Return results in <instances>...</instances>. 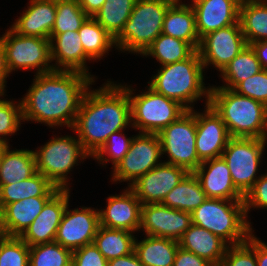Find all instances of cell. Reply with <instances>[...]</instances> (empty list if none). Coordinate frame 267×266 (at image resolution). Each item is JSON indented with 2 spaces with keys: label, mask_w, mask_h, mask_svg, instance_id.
Returning <instances> with one entry per match:
<instances>
[{
  "label": "cell",
  "mask_w": 267,
  "mask_h": 266,
  "mask_svg": "<svg viewBox=\"0 0 267 266\" xmlns=\"http://www.w3.org/2000/svg\"><path fill=\"white\" fill-rule=\"evenodd\" d=\"M108 266H144L138 259L136 253L108 260Z\"/></svg>",
  "instance_id": "49"
},
{
  "label": "cell",
  "mask_w": 267,
  "mask_h": 266,
  "mask_svg": "<svg viewBox=\"0 0 267 266\" xmlns=\"http://www.w3.org/2000/svg\"><path fill=\"white\" fill-rule=\"evenodd\" d=\"M49 39L54 70L80 72L96 82L98 77L89 72L87 63L92 60L85 54L78 31H66Z\"/></svg>",
  "instance_id": "20"
},
{
  "label": "cell",
  "mask_w": 267,
  "mask_h": 266,
  "mask_svg": "<svg viewBox=\"0 0 267 266\" xmlns=\"http://www.w3.org/2000/svg\"><path fill=\"white\" fill-rule=\"evenodd\" d=\"M126 129L112 133L105 144L99 151L91 158L105 167L111 162L112 169L124 158L130 149L131 142L135 135L127 136Z\"/></svg>",
  "instance_id": "40"
},
{
  "label": "cell",
  "mask_w": 267,
  "mask_h": 266,
  "mask_svg": "<svg viewBox=\"0 0 267 266\" xmlns=\"http://www.w3.org/2000/svg\"><path fill=\"white\" fill-rule=\"evenodd\" d=\"M72 266H108V261L91 243L73 251Z\"/></svg>",
  "instance_id": "45"
},
{
  "label": "cell",
  "mask_w": 267,
  "mask_h": 266,
  "mask_svg": "<svg viewBox=\"0 0 267 266\" xmlns=\"http://www.w3.org/2000/svg\"><path fill=\"white\" fill-rule=\"evenodd\" d=\"M88 17L78 0H56V19L50 36L78 31Z\"/></svg>",
  "instance_id": "39"
},
{
  "label": "cell",
  "mask_w": 267,
  "mask_h": 266,
  "mask_svg": "<svg viewBox=\"0 0 267 266\" xmlns=\"http://www.w3.org/2000/svg\"><path fill=\"white\" fill-rule=\"evenodd\" d=\"M58 190L43 174L37 172L26 180L0 185V207L2 210L7 204L31 197H52Z\"/></svg>",
  "instance_id": "29"
},
{
  "label": "cell",
  "mask_w": 267,
  "mask_h": 266,
  "mask_svg": "<svg viewBox=\"0 0 267 266\" xmlns=\"http://www.w3.org/2000/svg\"><path fill=\"white\" fill-rule=\"evenodd\" d=\"M72 189H59L20 238L30 247L55 241Z\"/></svg>",
  "instance_id": "18"
},
{
  "label": "cell",
  "mask_w": 267,
  "mask_h": 266,
  "mask_svg": "<svg viewBox=\"0 0 267 266\" xmlns=\"http://www.w3.org/2000/svg\"><path fill=\"white\" fill-rule=\"evenodd\" d=\"M10 146L2 144L0 185L26 180L37 173L34 150L12 149Z\"/></svg>",
  "instance_id": "27"
},
{
  "label": "cell",
  "mask_w": 267,
  "mask_h": 266,
  "mask_svg": "<svg viewBox=\"0 0 267 266\" xmlns=\"http://www.w3.org/2000/svg\"><path fill=\"white\" fill-rule=\"evenodd\" d=\"M218 266H257L254 251V232L247 241L228 246L225 256Z\"/></svg>",
  "instance_id": "42"
},
{
  "label": "cell",
  "mask_w": 267,
  "mask_h": 266,
  "mask_svg": "<svg viewBox=\"0 0 267 266\" xmlns=\"http://www.w3.org/2000/svg\"><path fill=\"white\" fill-rule=\"evenodd\" d=\"M192 224L191 213L172 209L162 203L144 204L141 208L142 235L179 241Z\"/></svg>",
  "instance_id": "15"
},
{
  "label": "cell",
  "mask_w": 267,
  "mask_h": 266,
  "mask_svg": "<svg viewBox=\"0 0 267 266\" xmlns=\"http://www.w3.org/2000/svg\"><path fill=\"white\" fill-rule=\"evenodd\" d=\"M267 138H230L222 157L226 161L233 184L245 197L252 189L266 155Z\"/></svg>",
  "instance_id": "9"
},
{
  "label": "cell",
  "mask_w": 267,
  "mask_h": 266,
  "mask_svg": "<svg viewBox=\"0 0 267 266\" xmlns=\"http://www.w3.org/2000/svg\"><path fill=\"white\" fill-rule=\"evenodd\" d=\"M193 173L207 198L244 200V196L234 186L228 165L222 156L201 162Z\"/></svg>",
  "instance_id": "22"
},
{
  "label": "cell",
  "mask_w": 267,
  "mask_h": 266,
  "mask_svg": "<svg viewBox=\"0 0 267 266\" xmlns=\"http://www.w3.org/2000/svg\"><path fill=\"white\" fill-rule=\"evenodd\" d=\"M5 50L8 71H36L34 75L54 70L51 61L50 39L23 36L10 26L0 35Z\"/></svg>",
  "instance_id": "10"
},
{
  "label": "cell",
  "mask_w": 267,
  "mask_h": 266,
  "mask_svg": "<svg viewBox=\"0 0 267 266\" xmlns=\"http://www.w3.org/2000/svg\"><path fill=\"white\" fill-rule=\"evenodd\" d=\"M254 50L259 63L263 69H267V40H261L249 44Z\"/></svg>",
  "instance_id": "50"
},
{
  "label": "cell",
  "mask_w": 267,
  "mask_h": 266,
  "mask_svg": "<svg viewBox=\"0 0 267 266\" xmlns=\"http://www.w3.org/2000/svg\"><path fill=\"white\" fill-rule=\"evenodd\" d=\"M156 72L147 82L155 92L176 100L187 110L196 108L198 100L209 104L211 85L205 84L206 73L197 50L185 60L159 66Z\"/></svg>",
  "instance_id": "3"
},
{
  "label": "cell",
  "mask_w": 267,
  "mask_h": 266,
  "mask_svg": "<svg viewBox=\"0 0 267 266\" xmlns=\"http://www.w3.org/2000/svg\"><path fill=\"white\" fill-rule=\"evenodd\" d=\"M178 242L179 247L193 252L213 266H218L229 246L219 236L193 223Z\"/></svg>",
  "instance_id": "25"
},
{
  "label": "cell",
  "mask_w": 267,
  "mask_h": 266,
  "mask_svg": "<svg viewBox=\"0 0 267 266\" xmlns=\"http://www.w3.org/2000/svg\"><path fill=\"white\" fill-rule=\"evenodd\" d=\"M51 197H31L7 204L2 209V225L6 236L20 237L41 213Z\"/></svg>",
  "instance_id": "26"
},
{
  "label": "cell",
  "mask_w": 267,
  "mask_h": 266,
  "mask_svg": "<svg viewBox=\"0 0 267 266\" xmlns=\"http://www.w3.org/2000/svg\"><path fill=\"white\" fill-rule=\"evenodd\" d=\"M242 0H190L201 39L206 34L239 22Z\"/></svg>",
  "instance_id": "21"
},
{
  "label": "cell",
  "mask_w": 267,
  "mask_h": 266,
  "mask_svg": "<svg viewBox=\"0 0 267 266\" xmlns=\"http://www.w3.org/2000/svg\"><path fill=\"white\" fill-rule=\"evenodd\" d=\"M207 199L200 181L193 172H188L162 201L172 209L192 213Z\"/></svg>",
  "instance_id": "30"
},
{
  "label": "cell",
  "mask_w": 267,
  "mask_h": 266,
  "mask_svg": "<svg viewBox=\"0 0 267 266\" xmlns=\"http://www.w3.org/2000/svg\"><path fill=\"white\" fill-rule=\"evenodd\" d=\"M195 49L185 41L161 33L140 56L155 58L160 66L187 59Z\"/></svg>",
  "instance_id": "35"
},
{
  "label": "cell",
  "mask_w": 267,
  "mask_h": 266,
  "mask_svg": "<svg viewBox=\"0 0 267 266\" xmlns=\"http://www.w3.org/2000/svg\"><path fill=\"white\" fill-rule=\"evenodd\" d=\"M53 136L34 150L37 172L59 189H72V178L69 175L85 159L92 157L85 151L76 134Z\"/></svg>",
  "instance_id": "7"
},
{
  "label": "cell",
  "mask_w": 267,
  "mask_h": 266,
  "mask_svg": "<svg viewBox=\"0 0 267 266\" xmlns=\"http://www.w3.org/2000/svg\"><path fill=\"white\" fill-rule=\"evenodd\" d=\"M204 109H196V151L203 162L221 157L231 138L221 116L208 104Z\"/></svg>",
  "instance_id": "16"
},
{
  "label": "cell",
  "mask_w": 267,
  "mask_h": 266,
  "mask_svg": "<svg viewBox=\"0 0 267 266\" xmlns=\"http://www.w3.org/2000/svg\"><path fill=\"white\" fill-rule=\"evenodd\" d=\"M136 233L99 226L93 244L105 257L111 260L131 254L134 251Z\"/></svg>",
  "instance_id": "33"
},
{
  "label": "cell",
  "mask_w": 267,
  "mask_h": 266,
  "mask_svg": "<svg viewBox=\"0 0 267 266\" xmlns=\"http://www.w3.org/2000/svg\"><path fill=\"white\" fill-rule=\"evenodd\" d=\"M5 236L6 235L4 233L3 225H2V210H1V207H0V240L3 239Z\"/></svg>",
  "instance_id": "52"
},
{
  "label": "cell",
  "mask_w": 267,
  "mask_h": 266,
  "mask_svg": "<svg viewBox=\"0 0 267 266\" xmlns=\"http://www.w3.org/2000/svg\"><path fill=\"white\" fill-rule=\"evenodd\" d=\"M173 266H213L207 260L178 247Z\"/></svg>",
  "instance_id": "46"
},
{
  "label": "cell",
  "mask_w": 267,
  "mask_h": 266,
  "mask_svg": "<svg viewBox=\"0 0 267 266\" xmlns=\"http://www.w3.org/2000/svg\"><path fill=\"white\" fill-rule=\"evenodd\" d=\"M136 0H106L93 17L114 39L128 21Z\"/></svg>",
  "instance_id": "36"
},
{
  "label": "cell",
  "mask_w": 267,
  "mask_h": 266,
  "mask_svg": "<svg viewBox=\"0 0 267 266\" xmlns=\"http://www.w3.org/2000/svg\"><path fill=\"white\" fill-rule=\"evenodd\" d=\"M254 251L256 253L257 266H267V243L262 241L254 233Z\"/></svg>",
  "instance_id": "48"
},
{
  "label": "cell",
  "mask_w": 267,
  "mask_h": 266,
  "mask_svg": "<svg viewBox=\"0 0 267 266\" xmlns=\"http://www.w3.org/2000/svg\"><path fill=\"white\" fill-rule=\"evenodd\" d=\"M161 158V143L158 135L137 132L128 153L111 170V183L126 182L127 187H130L141 176L160 164L163 161Z\"/></svg>",
  "instance_id": "12"
},
{
  "label": "cell",
  "mask_w": 267,
  "mask_h": 266,
  "mask_svg": "<svg viewBox=\"0 0 267 266\" xmlns=\"http://www.w3.org/2000/svg\"><path fill=\"white\" fill-rule=\"evenodd\" d=\"M247 1H252V2H255V3L267 4V0H247Z\"/></svg>",
  "instance_id": "53"
},
{
  "label": "cell",
  "mask_w": 267,
  "mask_h": 266,
  "mask_svg": "<svg viewBox=\"0 0 267 266\" xmlns=\"http://www.w3.org/2000/svg\"><path fill=\"white\" fill-rule=\"evenodd\" d=\"M73 251L57 242L29 247V266H72Z\"/></svg>",
  "instance_id": "38"
},
{
  "label": "cell",
  "mask_w": 267,
  "mask_h": 266,
  "mask_svg": "<svg viewBox=\"0 0 267 266\" xmlns=\"http://www.w3.org/2000/svg\"><path fill=\"white\" fill-rule=\"evenodd\" d=\"M239 23L247 45L267 40V4L242 0Z\"/></svg>",
  "instance_id": "34"
},
{
  "label": "cell",
  "mask_w": 267,
  "mask_h": 266,
  "mask_svg": "<svg viewBox=\"0 0 267 266\" xmlns=\"http://www.w3.org/2000/svg\"><path fill=\"white\" fill-rule=\"evenodd\" d=\"M263 70L256 54L250 45H246L242 51L234 57L220 72L222 84L211 87L234 89L240 82Z\"/></svg>",
  "instance_id": "31"
},
{
  "label": "cell",
  "mask_w": 267,
  "mask_h": 266,
  "mask_svg": "<svg viewBox=\"0 0 267 266\" xmlns=\"http://www.w3.org/2000/svg\"><path fill=\"white\" fill-rule=\"evenodd\" d=\"M129 127L135 130L128 92L119 82L107 79L99 88L87 89L70 131L93 157L112 133Z\"/></svg>",
  "instance_id": "2"
},
{
  "label": "cell",
  "mask_w": 267,
  "mask_h": 266,
  "mask_svg": "<svg viewBox=\"0 0 267 266\" xmlns=\"http://www.w3.org/2000/svg\"><path fill=\"white\" fill-rule=\"evenodd\" d=\"M246 45L245 37L238 22L203 36L200 39L197 51L205 71L213 66L220 73Z\"/></svg>",
  "instance_id": "13"
},
{
  "label": "cell",
  "mask_w": 267,
  "mask_h": 266,
  "mask_svg": "<svg viewBox=\"0 0 267 266\" xmlns=\"http://www.w3.org/2000/svg\"><path fill=\"white\" fill-rule=\"evenodd\" d=\"M163 162L170 163L187 172H194L201 161L198 159L196 141V109L187 110L176 121L158 134Z\"/></svg>",
  "instance_id": "11"
},
{
  "label": "cell",
  "mask_w": 267,
  "mask_h": 266,
  "mask_svg": "<svg viewBox=\"0 0 267 266\" xmlns=\"http://www.w3.org/2000/svg\"><path fill=\"white\" fill-rule=\"evenodd\" d=\"M233 90L267 106V69L243 80Z\"/></svg>",
  "instance_id": "43"
},
{
  "label": "cell",
  "mask_w": 267,
  "mask_h": 266,
  "mask_svg": "<svg viewBox=\"0 0 267 266\" xmlns=\"http://www.w3.org/2000/svg\"><path fill=\"white\" fill-rule=\"evenodd\" d=\"M56 19V0H29L10 27L23 36L49 39Z\"/></svg>",
  "instance_id": "23"
},
{
  "label": "cell",
  "mask_w": 267,
  "mask_h": 266,
  "mask_svg": "<svg viewBox=\"0 0 267 266\" xmlns=\"http://www.w3.org/2000/svg\"><path fill=\"white\" fill-rule=\"evenodd\" d=\"M162 33L188 42L198 50L200 39L196 29L195 12L190 3L175 1L167 10Z\"/></svg>",
  "instance_id": "24"
},
{
  "label": "cell",
  "mask_w": 267,
  "mask_h": 266,
  "mask_svg": "<svg viewBox=\"0 0 267 266\" xmlns=\"http://www.w3.org/2000/svg\"><path fill=\"white\" fill-rule=\"evenodd\" d=\"M69 208L68 204L58 226L55 242L74 251L93 243L100 226L99 209L92 206Z\"/></svg>",
  "instance_id": "14"
},
{
  "label": "cell",
  "mask_w": 267,
  "mask_h": 266,
  "mask_svg": "<svg viewBox=\"0 0 267 266\" xmlns=\"http://www.w3.org/2000/svg\"><path fill=\"white\" fill-rule=\"evenodd\" d=\"M1 160H2V144H0V168H1Z\"/></svg>",
  "instance_id": "54"
},
{
  "label": "cell",
  "mask_w": 267,
  "mask_h": 266,
  "mask_svg": "<svg viewBox=\"0 0 267 266\" xmlns=\"http://www.w3.org/2000/svg\"><path fill=\"white\" fill-rule=\"evenodd\" d=\"M85 54L97 62L115 48L114 38L93 18L88 17L78 30Z\"/></svg>",
  "instance_id": "32"
},
{
  "label": "cell",
  "mask_w": 267,
  "mask_h": 266,
  "mask_svg": "<svg viewBox=\"0 0 267 266\" xmlns=\"http://www.w3.org/2000/svg\"><path fill=\"white\" fill-rule=\"evenodd\" d=\"M244 204L247 219L251 224L250 215H248L251 211L257 209H266L267 211V172L256 180L252 189L245 195Z\"/></svg>",
  "instance_id": "44"
},
{
  "label": "cell",
  "mask_w": 267,
  "mask_h": 266,
  "mask_svg": "<svg viewBox=\"0 0 267 266\" xmlns=\"http://www.w3.org/2000/svg\"><path fill=\"white\" fill-rule=\"evenodd\" d=\"M209 104L232 138H267V106L233 89L211 87Z\"/></svg>",
  "instance_id": "4"
},
{
  "label": "cell",
  "mask_w": 267,
  "mask_h": 266,
  "mask_svg": "<svg viewBox=\"0 0 267 266\" xmlns=\"http://www.w3.org/2000/svg\"><path fill=\"white\" fill-rule=\"evenodd\" d=\"M175 1L136 0L128 21L114 39L118 52L142 55L162 33L165 14Z\"/></svg>",
  "instance_id": "6"
},
{
  "label": "cell",
  "mask_w": 267,
  "mask_h": 266,
  "mask_svg": "<svg viewBox=\"0 0 267 266\" xmlns=\"http://www.w3.org/2000/svg\"><path fill=\"white\" fill-rule=\"evenodd\" d=\"M32 80L20 99L24 123L71 130L84 94L95 81L83 73L62 70L34 75Z\"/></svg>",
  "instance_id": "1"
},
{
  "label": "cell",
  "mask_w": 267,
  "mask_h": 266,
  "mask_svg": "<svg viewBox=\"0 0 267 266\" xmlns=\"http://www.w3.org/2000/svg\"><path fill=\"white\" fill-rule=\"evenodd\" d=\"M192 223L219 236L229 246L243 243L254 232L244 200L207 198L191 213Z\"/></svg>",
  "instance_id": "5"
},
{
  "label": "cell",
  "mask_w": 267,
  "mask_h": 266,
  "mask_svg": "<svg viewBox=\"0 0 267 266\" xmlns=\"http://www.w3.org/2000/svg\"><path fill=\"white\" fill-rule=\"evenodd\" d=\"M106 200L105 209L99 208L100 226L139 233L142 204L135 192L126 187Z\"/></svg>",
  "instance_id": "19"
},
{
  "label": "cell",
  "mask_w": 267,
  "mask_h": 266,
  "mask_svg": "<svg viewBox=\"0 0 267 266\" xmlns=\"http://www.w3.org/2000/svg\"><path fill=\"white\" fill-rule=\"evenodd\" d=\"M0 266H29V246L20 237L0 240Z\"/></svg>",
  "instance_id": "41"
},
{
  "label": "cell",
  "mask_w": 267,
  "mask_h": 266,
  "mask_svg": "<svg viewBox=\"0 0 267 266\" xmlns=\"http://www.w3.org/2000/svg\"><path fill=\"white\" fill-rule=\"evenodd\" d=\"M187 173L184 168L162 161L135 181L130 188L142 205L162 203Z\"/></svg>",
  "instance_id": "17"
},
{
  "label": "cell",
  "mask_w": 267,
  "mask_h": 266,
  "mask_svg": "<svg viewBox=\"0 0 267 266\" xmlns=\"http://www.w3.org/2000/svg\"><path fill=\"white\" fill-rule=\"evenodd\" d=\"M142 237L135 238L134 252L144 266H173L178 241L150 235Z\"/></svg>",
  "instance_id": "28"
},
{
  "label": "cell",
  "mask_w": 267,
  "mask_h": 266,
  "mask_svg": "<svg viewBox=\"0 0 267 266\" xmlns=\"http://www.w3.org/2000/svg\"><path fill=\"white\" fill-rule=\"evenodd\" d=\"M6 96V92L0 94V144L10 145V138L17 135L24 121L20 98L8 99Z\"/></svg>",
  "instance_id": "37"
},
{
  "label": "cell",
  "mask_w": 267,
  "mask_h": 266,
  "mask_svg": "<svg viewBox=\"0 0 267 266\" xmlns=\"http://www.w3.org/2000/svg\"><path fill=\"white\" fill-rule=\"evenodd\" d=\"M10 73L7 68L5 59V50L3 47V42L0 38V94L5 93L7 90V80L10 77Z\"/></svg>",
  "instance_id": "47"
},
{
  "label": "cell",
  "mask_w": 267,
  "mask_h": 266,
  "mask_svg": "<svg viewBox=\"0 0 267 266\" xmlns=\"http://www.w3.org/2000/svg\"><path fill=\"white\" fill-rule=\"evenodd\" d=\"M106 0H78L80 7L89 17H94Z\"/></svg>",
  "instance_id": "51"
},
{
  "label": "cell",
  "mask_w": 267,
  "mask_h": 266,
  "mask_svg": "<svg viewBox=\"0 0 267 266\" xmlns=\"http://www.w3.org/2000/svg\"><path fill=\"white\" fill-rule=\"evenodd\" d=\"M128 92L131 125L138 133L158 134L176 121L187 109L176 100L155 92L149 86L137 94L132 84L120 83Z\"/></svg>",
  "instance_id": "8"
}]
</instances>
